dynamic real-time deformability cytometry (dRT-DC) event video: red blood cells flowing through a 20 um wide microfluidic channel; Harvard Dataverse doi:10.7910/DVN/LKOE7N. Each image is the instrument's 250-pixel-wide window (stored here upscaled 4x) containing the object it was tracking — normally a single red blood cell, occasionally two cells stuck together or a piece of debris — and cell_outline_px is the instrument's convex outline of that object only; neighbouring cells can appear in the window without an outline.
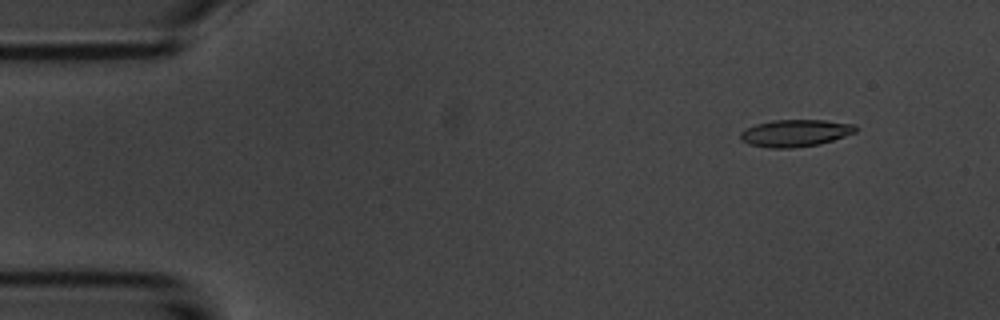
{"species": "common noctule bat (a hibernating species)", "species_latin": "Nyctalus noctula", "temperature_condition": "room temperature", "stored_images_in_passage": 8, "camera_frame_rate_fps": 3000, "um_per_image_px": 0.085, "animal": {"sex": "male", "body_mass_g": 20.1, "forearm_length_mm": 53.5}, "frame": {"image": 1, "passage_image": 1, "time_ms": 0.0, "image_size_px": [1000, 320], "cell_outline_px": [[856, 132], [820, 144], [792, 148], [768, 148], [748, 144], [740, 140], [740, 132], [756, 124], [772, 120], [824, 120], [856, 124]], "centroid_in_image_um": [67.58, 11.31], "position_along_channel_um": 17.4, "area_um2": 18.21}}